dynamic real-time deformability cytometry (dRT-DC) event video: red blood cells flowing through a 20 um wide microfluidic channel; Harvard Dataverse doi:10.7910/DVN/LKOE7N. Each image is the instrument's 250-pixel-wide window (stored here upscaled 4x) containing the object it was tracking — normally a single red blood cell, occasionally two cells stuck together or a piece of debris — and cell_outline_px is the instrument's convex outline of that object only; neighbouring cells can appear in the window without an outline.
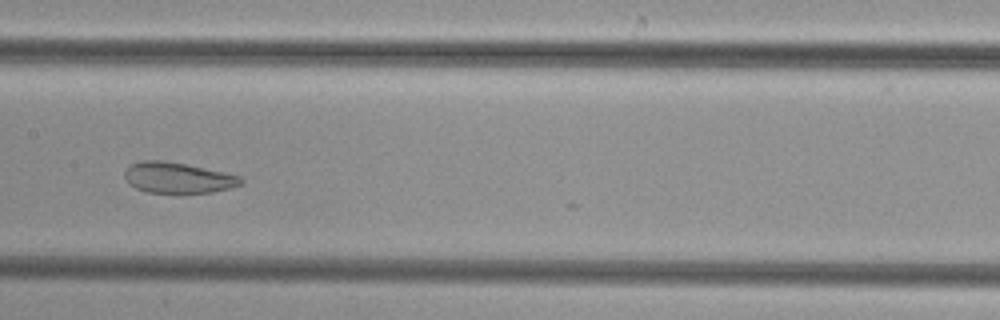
{"species": "common noctule bat (a hibernating species)", "species_latin": "Nyctalus noctula", "temperature_condition": "cold", "stored_images_in_passage": 16, "camera_frame_rate_fps": 3000, "um_per_image_px": 0.085, "animal": {"sex": "female", "body_mass_g": 29.2, "forearm_length_mm": 56.3}, "frame": {"image": 1, "passage_image": 11, "time_ms": 3.333, "image_size_px": [1000, 320], "cell_outline_px": [[244, 184], [232, 188], [212, 192], [148, 192], [136, 188], [128, 184], [124, 176], [124, 172], [132, 164], [144, 160], [164, 160], [224, 172], [240, 176], [244, 180]], "centroid_in_image_um": [15.15, 15.11], "position_along_channel_um": 192.3, "area_um2": 20.69}}
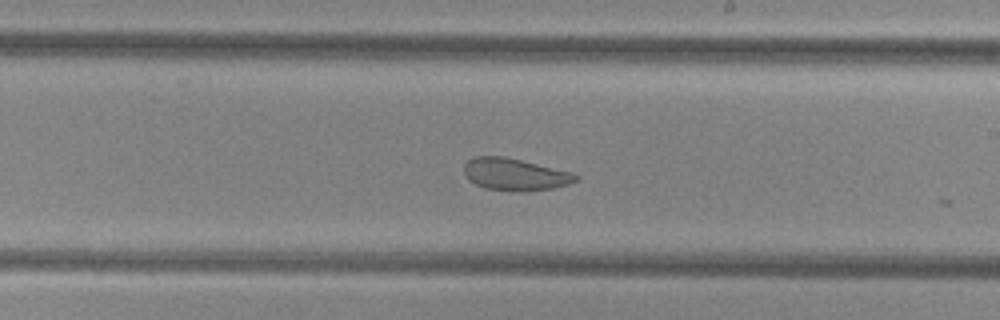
{"frame": {"image": 2, "passage_image": 15, "time_ms": 4.667, "image_size_px": [1000, 320], "cell_outline_px": [[580, 180], [568, 184], [552, 188], [484, 188], [468, 180], [464, 172], [464, 164], [468, 160], [476, 156], [504, 156], [572, 172], [580, 176]], "centroid_in_image_um": [43.76, 14.76], "position_along_channel_um": 245.2, "area_um2": 20.0}}